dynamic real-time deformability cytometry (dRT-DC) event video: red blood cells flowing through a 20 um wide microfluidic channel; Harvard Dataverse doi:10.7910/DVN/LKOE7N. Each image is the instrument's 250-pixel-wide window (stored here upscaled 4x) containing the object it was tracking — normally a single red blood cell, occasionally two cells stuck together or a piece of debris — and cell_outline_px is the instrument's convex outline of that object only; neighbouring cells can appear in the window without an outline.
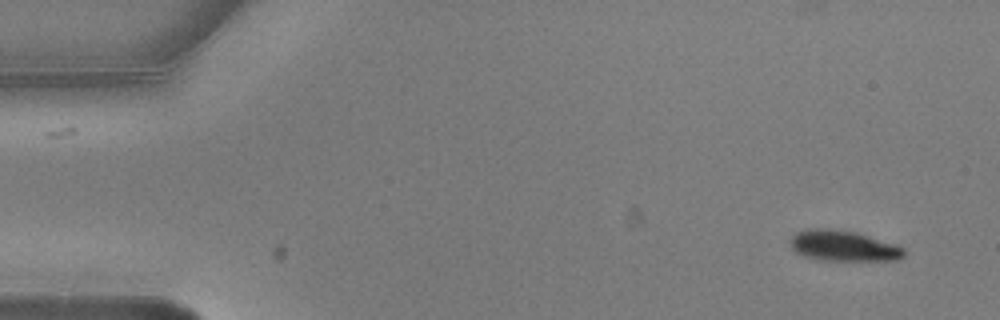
{"species": "common noctule bat (a hibernating species)", "species_latin": "Nyctalus noctula", "temperature_condition": "warm", "stored_images_in_passage": 5, "camera_frame_rate_fps": 3000, "um_per_image_px": 0.085, "animal": {"sex": "male", "body_mass_g": 20.5, "forearm_length_mm": 52.5}, "frame": {"image": 1, "passage_image": 1, "time_ms": 0.0, "image_size_px": [1000, 320], "cell_outline_px": [[904, 256], [900, 260], [816, 260], [804, 256], [796, 252], [792, 248], [788, 240], [796, 232], [808, 228], [820, 228], [856, 232], [896, 244], [904, 248]], "centroid_in_image_um": [71.66, 20.9], "position_along_channel_um": 13.3, "area_um2": 20.4}}
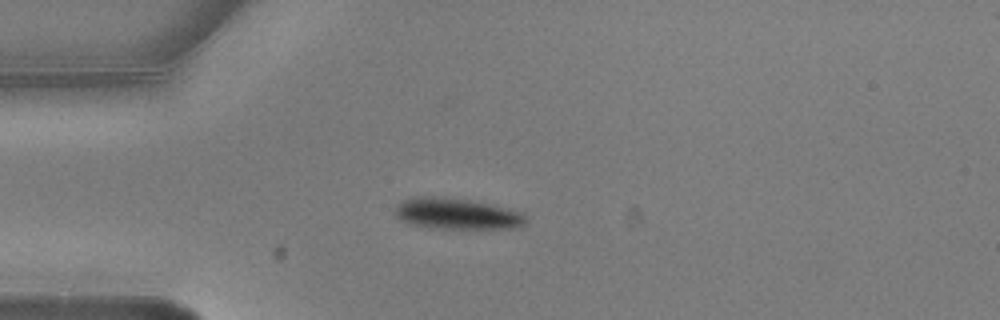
{"frame": {"image": 2, "passage_image": 4, "time_ms": 1.0, "image_size_px": [1000, 320], "cell_outline_px": [[528, 224], [520, 228], [436, 228], [408, 224], [400, 220], [396, 216], [396, 204], [412, 196], [444, 196], [492, 204], [512, 208], [524, 212], [528, 216]], "centroid_in_image_um": [38.91, 18.16], "position_along_channel_um": 46.1, "area_um2": 24.33}}